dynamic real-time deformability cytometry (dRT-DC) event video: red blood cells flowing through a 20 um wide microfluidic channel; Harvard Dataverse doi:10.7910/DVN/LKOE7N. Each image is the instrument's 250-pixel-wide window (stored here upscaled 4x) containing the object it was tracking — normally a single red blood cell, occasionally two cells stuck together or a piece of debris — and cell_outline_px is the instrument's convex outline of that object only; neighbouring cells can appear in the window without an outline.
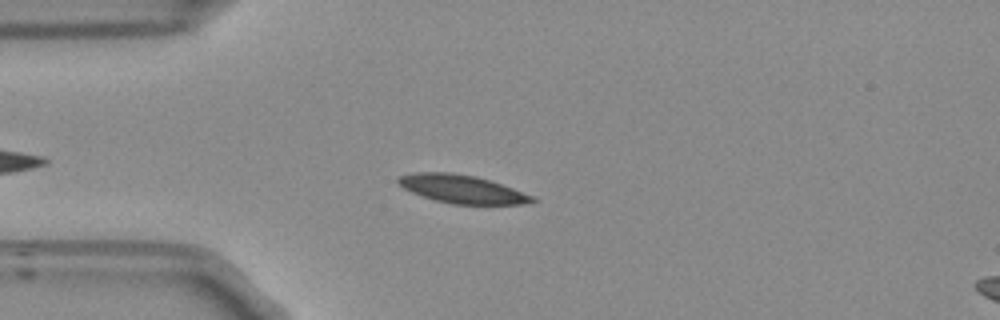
{"species": "Egyptian fruit bat (a non-hibernating species)", "species_latin": "Rousettus aegyptiacus", "temperature_condition": "room temperature", "stored_images_in_passage": 38, "camera_frame_rate_fps": 3000, "um_per_image_px": 0.085, "frame": {"image": 1, "passage_image": 8, "time_ms": 2.333, "image_size_px": [1000, 320], "cell_outline_px": [[536, 200], [524, 204], [452, 204], [436, 200], [412, 192], [396, 184], [396, 180], [400, 176], [416, 172], [452, 172], [476, 176], [512, 188], [532, 196]], "centroid_in_image_um": [39.22, 16.06], "position_along_channel_um": 45.8, "area_um2": 21.73}}
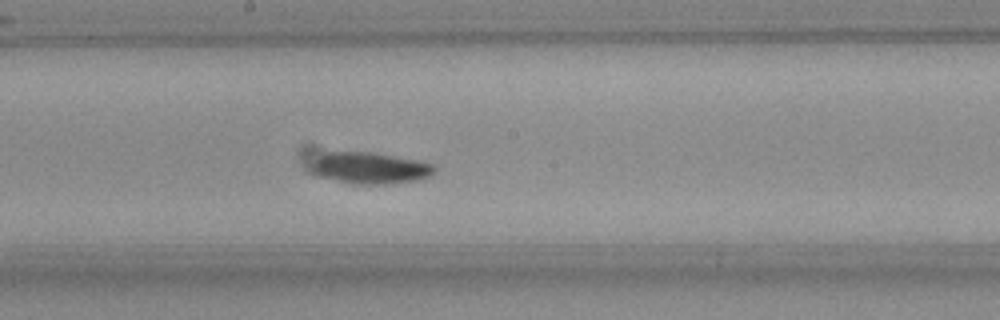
{"frame": {"image": 2, "passage_image": 23, "time_ms": 7.333, "image_size_px": [1000, 320], "cell_outline_px": [[436, 168], [428, 176], [420, 180], [384, 184], [352, 184], [320, 176], [312, 172], [312, 168], [316, 160], [320, 156], [328, 152], [368, 152], [416, 160], [432, 164]], "centroid_in_image_um": [31.47, 14.3], "position_along_channel_um": 216.7, "area_um2": 22.02}}
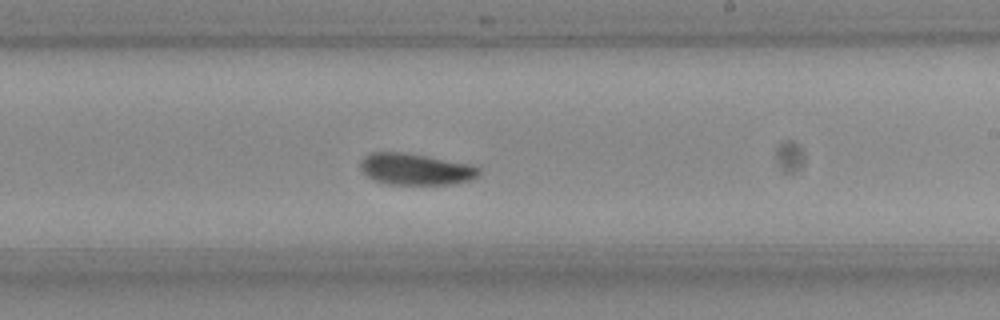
{"frame": {"image": 3, "passage_image": 26, "time_ms": 8.333, "image_size_px": [1000, 320], "cell_outline_px": [[480, 176], [472, 180], [452, 184], [384, 184], [372, 180], [360, 168], [360, 160], [364, 156], [372, 152], [404, 152], [476, 164], [480, 168]], "centroid_in_image_um": [35.38, 14.37], "position_along_channel_um": 253.6, "area_um2": 22.25}, "authors_computed_cell_mechanics": {"area_um2": 22.1663, "velocity_mm_per_s": 3.698, "shape_relaxation_time_tau1_ms": 4.5263, "shape_relaxation_time_tau2_ms": null, "deformation_change_tau1": 0.1041, "deformation_change_tau2": null}}